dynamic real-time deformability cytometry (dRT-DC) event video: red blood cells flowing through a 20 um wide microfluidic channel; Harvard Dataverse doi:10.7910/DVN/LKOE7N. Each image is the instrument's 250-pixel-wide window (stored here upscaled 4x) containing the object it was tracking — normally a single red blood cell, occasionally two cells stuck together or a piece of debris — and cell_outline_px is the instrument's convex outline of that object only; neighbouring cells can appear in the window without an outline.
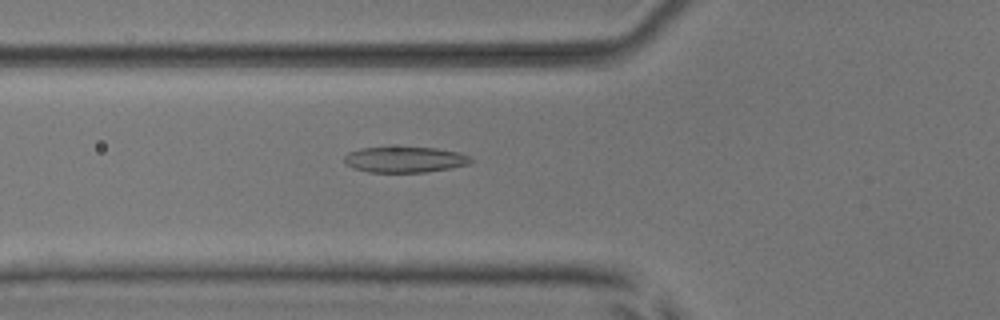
{"species": "common noctule bat (a hibernating species)", "species_latin": "Nyctalus noctula", "temperature_condition": "room temperature", "stored_images_in_passage": 53, "camera_frame_rate_fps": 3000, "um_per_image_px": 0.085, "animal": {"sex": "male", "body_mass_g": 17.9, "forearm_length_mm": 54.2}, "frame": {"image": 1, "passage_image": 20, "time_ms": 6.333, "image_size_px": [1000, 320], "cell_outline_px": [[472, 160], [468, 164], [452, 168], [424, 172], [368, 172], [356, 168], [348, 164], [344, 160], [344, 156], [348, 152], [360, 148], [388, 144], [436, 148], [460, 152], [468, 156]], "centroid_in_image_um": [34.38, 13.51], "position_along_channel_um": 91.4, "area_um2": 19.77}}
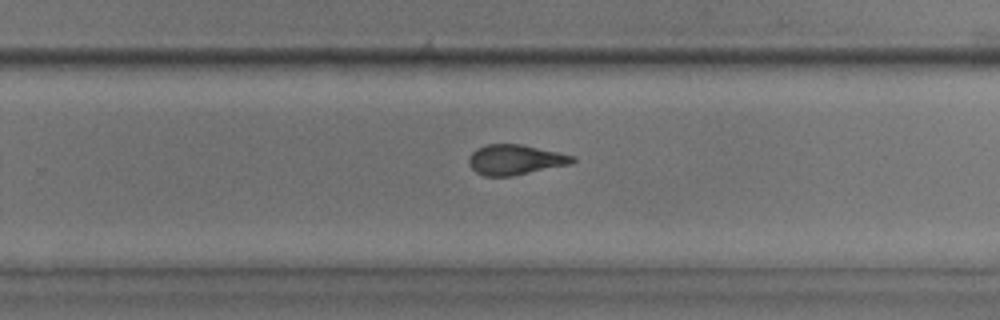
{"frame": {"image": 2, "passage_image": 35, "time_ms": 11.333, "image_size_px": [1000, 320], "cell_outline_px": [[576, 160], [568, 164], [512, 176], [484, 176], [476, 172], [468, 164], [468, 160], [472, 152], [476, 148], [484, 144], [520, 144], [576, 156]], "centroid_in_image_um": [43.75, 13.57], "position_along_channel_um": 286.1, "area_um2": 18.09}}
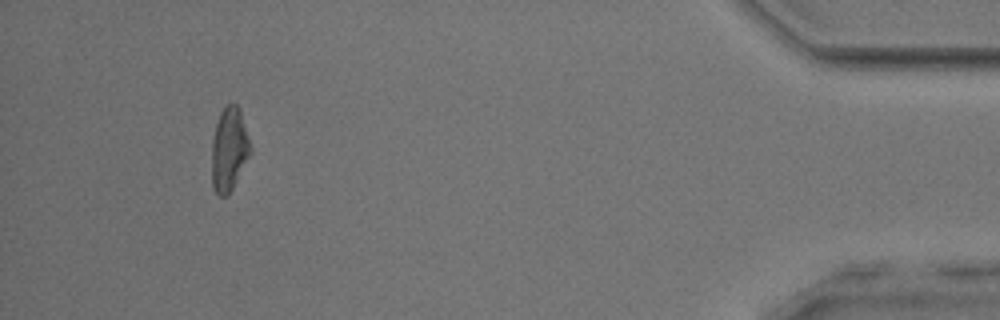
{"frame": {"image": 3, "passage_image": 50, "time_ms": 16.333, "image_size_px": [1000, 320], "cell_outline_px": [[252, 152], [228, 196], [220, 196], [212, 188], [212, 140], [216, 124], [220, 112], [228, 104], [236, 104], [240, 108], [252, 148]], "centroid_in_image_um": [19.49, 12.7], "position_along_channel_um": 415.7, "area_um2": 18.96}, "authors_computed_cell_mechanics": {"area_um2": 19.074, "velocity_mm_per_s": 3.8969, "shape_relaxation_time_tau1_ms": 5.3623, "shape_relaxation_time_tau2_ms": 2.4617, "deformation_change_tau1": 0.1593, "deformation_change_tau2": 0.1124}}